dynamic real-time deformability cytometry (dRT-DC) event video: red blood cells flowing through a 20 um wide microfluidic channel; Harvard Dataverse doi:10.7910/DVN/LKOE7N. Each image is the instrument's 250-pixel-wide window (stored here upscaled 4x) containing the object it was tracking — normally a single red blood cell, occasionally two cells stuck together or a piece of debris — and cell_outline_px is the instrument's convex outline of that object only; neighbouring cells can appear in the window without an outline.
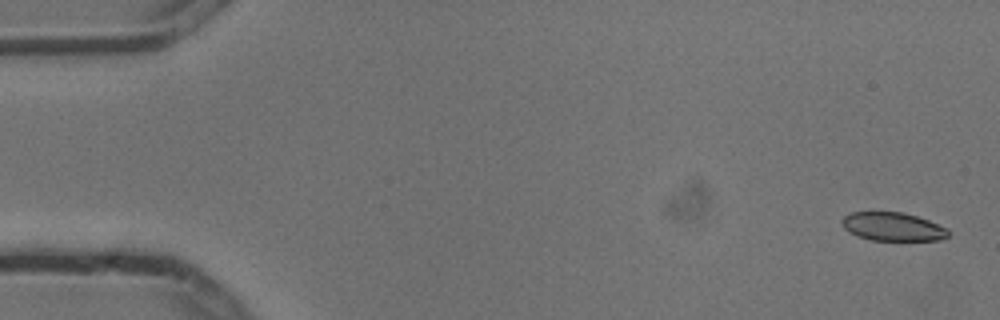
{"species": "common noctule bat (a hibernating species)", "species_latin": "Nyctalus noctula", "temperature_condition": "cold", "stored_images_in_passage": 6, "segment_of_instrument_passage": [1, 2], "camera_frame_rate_fps": 3000, "um_per_image_px": 0.085, "animal": {"sex": "male", "body_mass_g": 13.3}, "frame": {"image": 1, "passage_image": 1, "time_ms": 0.0, "image_size_px": [1000, 320], "cell_outline_px": [[948, 236], [940, 240], [872, 240], [856, 236], [848, 232], [844, 228], [840, 220], [844, 216], [852, 212], [904, 212], [928, 220], [948, 228]], "centroid_in_image_um": [75.86, 19.26], "position_along_channel_um": 9.1, "area_um2": 17.69}}